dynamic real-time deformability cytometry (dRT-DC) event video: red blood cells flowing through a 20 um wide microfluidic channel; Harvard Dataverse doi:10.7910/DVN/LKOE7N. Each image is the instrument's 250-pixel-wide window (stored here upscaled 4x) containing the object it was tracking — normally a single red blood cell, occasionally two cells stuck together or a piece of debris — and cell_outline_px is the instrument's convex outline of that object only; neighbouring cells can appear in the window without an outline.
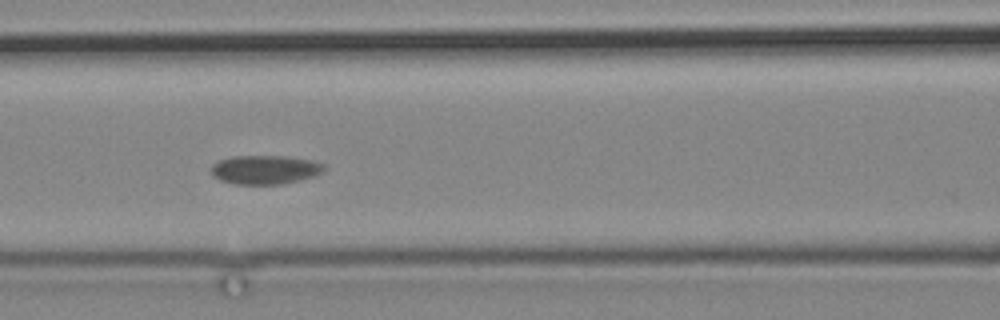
{"species": "common noctule bat (a hibernating species)", "species_latin": "Nyctalus noctula", "temperature_condition": "cold", "stored_images_in_passage": 5, "camera_frame_rate_fps": 3000, "um_per_image_px": 0.085, "animal": {"sex": "male", "body_mass_g": 19.2, "forearm_length_mm": 51.8}, "frame": {"image": 1, "passage_image": 3, "time_ms": 2.333, "image_size_px": [1000, 320], "cell_outline_px": [[324, 168], [320, 172], [312, 176], [300, 180], [280, 184], [232, 184], [220, 180], [212, 176], [212, 164], [220, 160], [232, 156], [288, 156], [316, 160], [324, 164]], "centroid_in_image_um": [22.52, 14.41], "position_along_channel_um": 144.1, "area_um2": 19.07}}
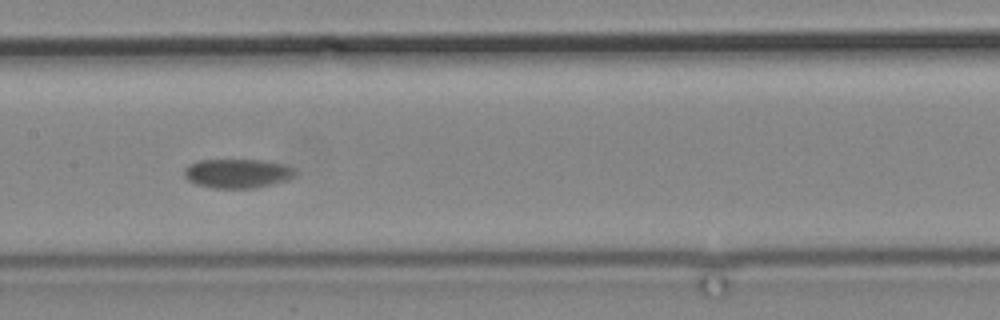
{"frame": {"image": 2, "passage_image": 4, "time_ms": 3.667, "image_size_px": [1000, 320], "cell_outline_px": [[296, 172], [288, 180], [272, 184], [252, 188], [212, 188], [196, 184], [188, 180], [184, 176], [184, 168], [188, 164], [200, 160], [264, 160], [284, 164], [292, 168]], "centroid_in_image_um": [20.15, 14.74], "position_along_channel_um": 187.3, "area_um2": 18.84}}
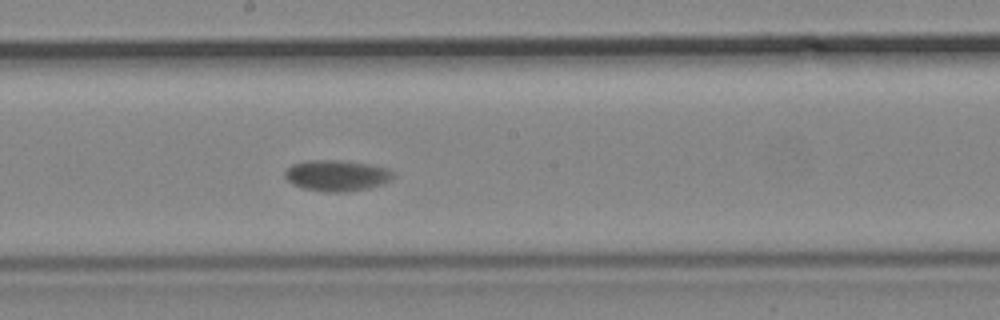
{"frame": {"image": 3, "passage_image": 5, "time_ms": 4.667, "image_size_px": [1000, 320], "cell_outline_px": [[396, 176], [380, 184], [368, 188], [348, 192], [324, 192], [304, 188], [292, 184], [284, 176], [284, 172], [292, 164], [308, 160], [340, 160], [368, 164], [388, 168], [396, 172]], "centroid_in_image_um": [28.63, 14.92], "position_along_channel_um": 219.6, "area_um2": 19.65}}